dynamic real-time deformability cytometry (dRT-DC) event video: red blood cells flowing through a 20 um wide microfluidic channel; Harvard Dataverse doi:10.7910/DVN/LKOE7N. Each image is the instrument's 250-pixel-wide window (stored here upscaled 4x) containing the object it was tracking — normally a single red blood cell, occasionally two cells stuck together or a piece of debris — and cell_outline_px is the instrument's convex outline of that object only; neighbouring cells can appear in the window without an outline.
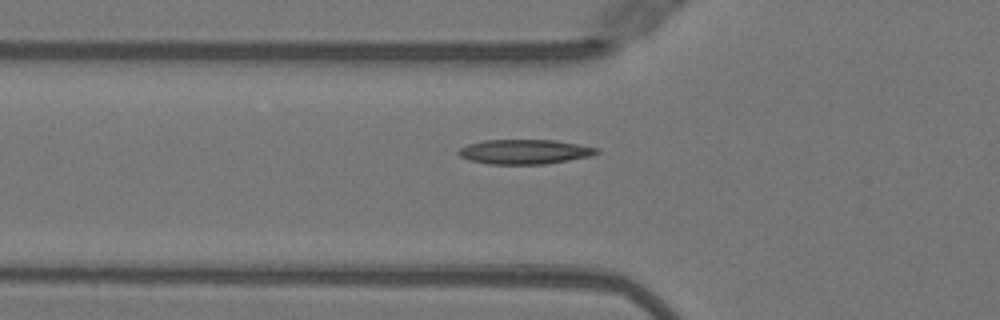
{"species": "Egyptian fruit bat (a non-hibernating species)", "species_latin": "Rousettus aegyptiacus", "temperature_condition": "warm", "stored_images_in_passage": 38, "camera_frame_rate_fps": 3000, "um_per_image_px": 0.085, "animal": {"sex": "female"}, "frame": {"image": 1, "passage_image": 7, "time_ms": 2.0, "image_size_px": [1000, 320], "cell_outline_px": [[600, 152], [588, 156], [544, 164], [488, 164], [468, 160], [460, 156], [456, 152], [460, 148], [468, 144], [484, 140], [556, 140], [600, 148]], "centroid_in_image_um": [44.56, 12.89], "position_along_channel_um": 81.2, "area_um2": 19.77}}
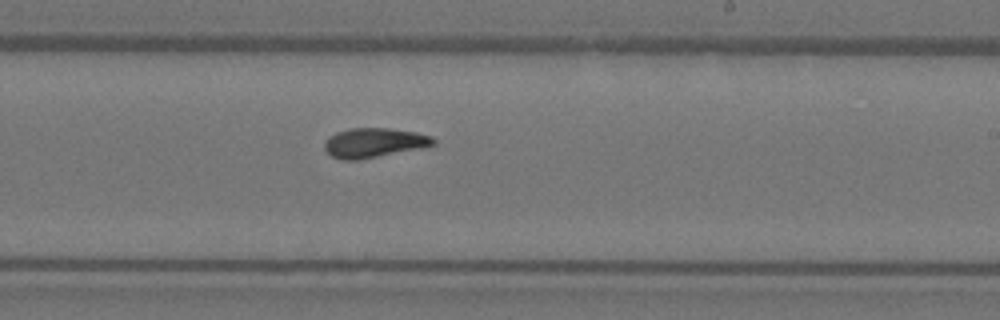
{"frame": {"image": 2, "passage_image": 20, "time_ms": 6.333, "image_size_px": [1000, 320], "cell_outline_px": [[436, 144], [420, 148], [360, 160], [344, 160], [332, 156], [324, 148], [324, 144], [328, 136], [336, 132], [352, 128], [388, 128], [416, 132], [432, 136], [436, 140]], "centroid_in_image_um": [31.79, 12.13], "position_along_channel_um": 257.2, "area_um2": 18.73}}
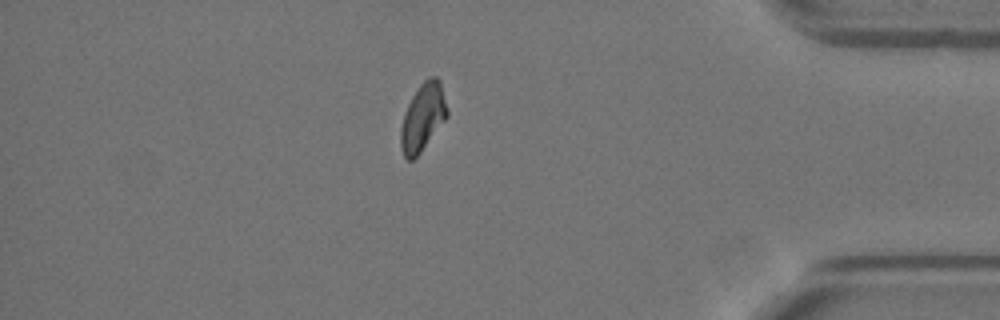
{"frame": {"image": 3, "passage_image": 33, "time_ms": 10.667, "image_size_px": [1000, 320], "cell_outline_px": [[448, 116], [420, 152], [412, 160], [408, 160], [404, 156], [400, 148], [400, 128], [404, 112], [412, 96], [420, 84], [428, 76], [436, 76], [440, 80], [448, 112]], "centroid_in_image_um": [35.92, 9.95], "position_along_channel_um": 399.3, "area_um2": 18.21}, "authors_computed_cell_mechanics": {"area_um2": 18.4093, "velocity_mm_per_s": 4.04, "shape_relaxation_time_tau1_ms": 7.1845, "shape_relaxation_time_tau2_ms": 3.4769, "deformation_change_tau1": 0.2161, "deformation_change_tau2": 0.0915}}